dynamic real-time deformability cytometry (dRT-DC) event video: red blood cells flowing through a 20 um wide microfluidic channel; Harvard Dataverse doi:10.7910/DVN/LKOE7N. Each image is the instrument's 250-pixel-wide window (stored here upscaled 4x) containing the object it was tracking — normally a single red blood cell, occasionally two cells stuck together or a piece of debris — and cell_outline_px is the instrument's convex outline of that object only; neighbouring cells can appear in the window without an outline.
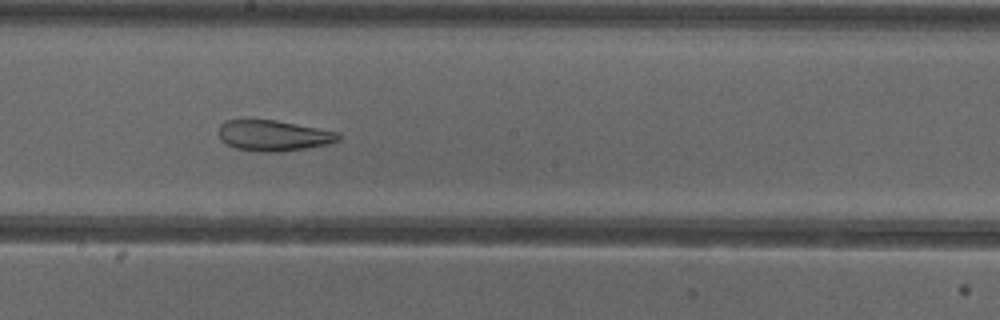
{"species": "common noctule bat (a hibernating species)", "species_latin": "Nyctalus noctula", "temperature_condition": "cold", "stored_images_in_passage": 42, "camera_frame_rate_fps": 3000, "um_per_image_px": 0.085, "animal": {"sex": "female"}, "frame": {"image": 1, "passage_image": 19, "time_ms": 6.0, "image_size_px": [1000, 320], "cell_outline_px": [[344, 136], [340, 140], [328, 144], [308, 148], [280, 152], [264, 152], [236, 148], [224, 144], [220, 140], [220, 124], [228, 120], [244, 116], [276, 120], [340, 132]], "centroid_in_image_um": [23.24, 11.49], "position_along_channel_um": 225.0, "area_um2": 22.31}, "authors_computed_cell_mechanics": {"area_um2": 27.5706, "velocity_mm_per_s": 3.8495, "shape_relaxation_time_tau1_ms": null, "shape_relaxation_time_tau2_ms": 2.2945, "deformation_change_tau1": null, "deformation_change_tau2": 0.1104}}